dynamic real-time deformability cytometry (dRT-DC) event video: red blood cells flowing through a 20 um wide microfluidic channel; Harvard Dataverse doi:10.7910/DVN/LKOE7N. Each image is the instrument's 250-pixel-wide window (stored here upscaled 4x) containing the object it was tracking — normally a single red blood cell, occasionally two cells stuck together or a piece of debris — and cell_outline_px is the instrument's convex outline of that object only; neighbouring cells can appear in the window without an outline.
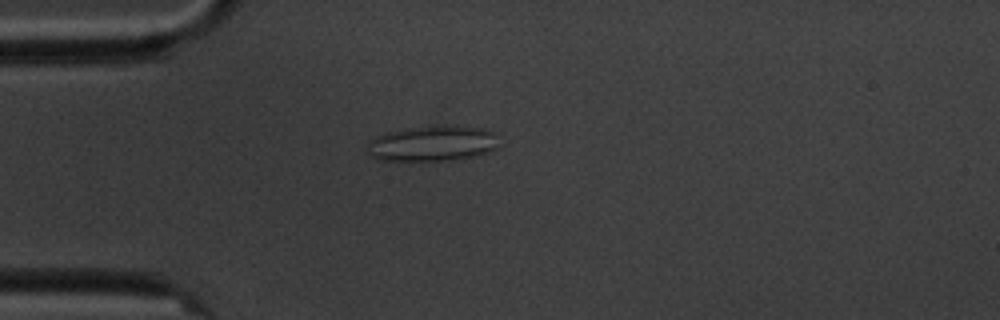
{"species": "common noctule bat (a hibernating species)", "species_latin": "Nyctalus noctula", "temperature_condition": "cold", "stored_images_in_passage": 10, "camera_frame_rate_fps": 3000, "um_per_image_px": 0.085, "animal": {"sex": "male", "body_mass_g": 20.1, "forearm_length_mm": 53.5}, "frame": {"image": 1, "passage_image": 4, "time_ms": 3.667, "image_size_px": [1000, 320], "cell_outline_px": [[500, 144], [496, 148], [488, 152], [472, 156], [452, 160], [376, 160], [368, 152], [368, 140], [376, 136], [388, 132], [404, 128], [448, 124], [484, 128], [496, 132]], "centroid_in_image_um": [36.8, 12.17], "position_along_channel_um": 48.2, "area_um2": 27.69}}
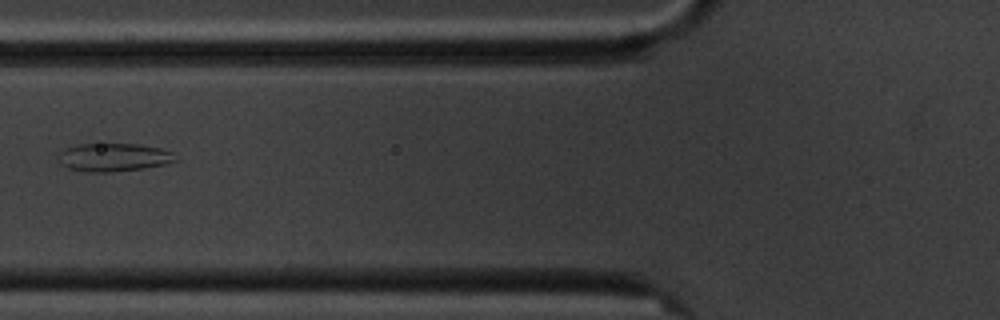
{"frame": {"image": 2, "passage_image": 6, "time_ms": 6.0, "image_size_px": [1000, 320], "cell_outline_px": [[180, 160], [164, 164], [144, 168], [112, 172], [92, 172], [68, 168], [60, 164], [56, 156], [64, 148], [80, 144], [136, 144], [160, 148], [172, 152]], "centroid_in_image_um": [9.65, 13.37], "position_along_channel_um": 116.2, "area_um2": 19.31}}